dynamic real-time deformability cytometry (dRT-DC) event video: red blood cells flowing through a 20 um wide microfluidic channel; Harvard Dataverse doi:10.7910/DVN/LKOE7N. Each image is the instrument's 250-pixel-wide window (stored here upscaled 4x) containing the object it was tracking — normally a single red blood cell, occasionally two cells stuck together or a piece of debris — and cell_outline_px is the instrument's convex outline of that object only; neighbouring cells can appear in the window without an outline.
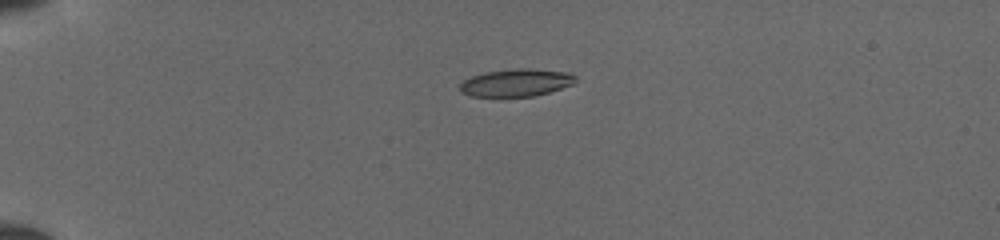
{"species": "common noctule bat (a hibernating species)", "species_latin": "Nyctalus noctula", "temperature_condition": "cold", "stored_images_in_passage": 38, "camera_frame_rate_fps": 3000, "um_per_image_px": 0.085, "animal": {"sex": "female", "body_mass_g": 19.5, "forearm_length_mm": 54.1}, "frame": {"image": 1, "passage_image": 1, "time_ms": 0.0, "image_size_px": [1000, 240], "cell_outline_px": [[576, 80], [572, 84], [548, 92], [532, 96], [472, 96], [460, 92], [460, 84], [464, 80], [472, 76], [484, 72], [516, 68], [532, 68], [568, 72], [576, 76]], "centroid_in_image_um": [43.87, 7.01], "position_along_channel_um": 41.1, "area_um2": 18.44}}
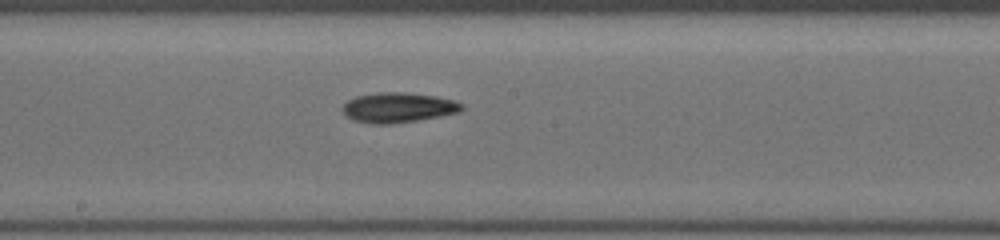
{"frame": {"image": 2, "passage_image": 17, "time_ms": 5.333, "image_size_px": [1000, 240], "cell_outline_px": [[464, 108], [456, 112], [416, 120], [392, 124], [368, 124], [352, 120], [344, 116], [340, 108], [348, 100], [356, 96], [380, 92], [404, 92], [436, 96], [452, 100], [464, 104]], "centroid_in_image_um": [33.75, 9.14], "position_along_channel_um": 214.5, "area_um2": 20.87}}
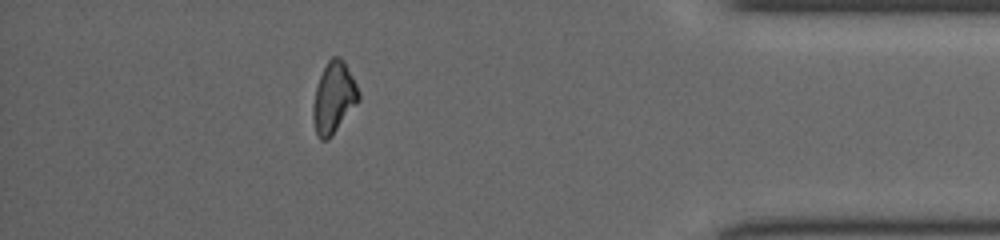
{"frame": {"image": 3, "passage_image": 33, "time_ms": 10.667, "image_size_px": [1000, 240], "cell_outline_px": [[360, 100], [332, 136], [328, 140], [320, 140], [316, 132], [312, 116], [312, 108], [316, 84], [328, 60], [332, 56], [340, 56], [344, 60], [360, 92]], "centroid_in_image_um": [28.37, 8.3], "position_along_channel_um": 406.8, "area_um2": 19.07}}